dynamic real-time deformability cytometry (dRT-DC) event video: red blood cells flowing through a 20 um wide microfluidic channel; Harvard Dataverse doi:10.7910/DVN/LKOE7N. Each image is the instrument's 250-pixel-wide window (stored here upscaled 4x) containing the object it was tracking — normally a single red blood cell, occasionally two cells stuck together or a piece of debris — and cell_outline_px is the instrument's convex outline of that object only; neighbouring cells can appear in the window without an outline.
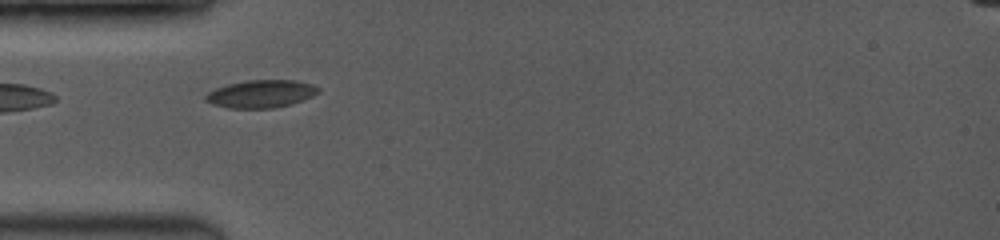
{"species": "common noctule bat (a hibernating species)", "species_latin": "Nyctalus noctula", "temperature_condition": "room temperature", "stored_images_in_passage": 9, "camera_frame_rate_fps": 3500, "um_per_image_px": 0.085, "animal": {"sex": "female", "body_mass_g": 19.0, "forearm_length_mm": 53.3}, "frame": {"image": 1, "passage_image": 3, "time_ms": 0.857, "image_size_px": [1000, 240], "cell_outline_px": [[320, 92], [304, 100], [292, 104], [272, 108], [228, 108], [212, 104], [204, 100], [204, 96], [208, 92], [216, 88], [228, 84], [244, 80], [296, 80], [312, 84], [320, 88]], "centroid_in_image_um": [22.19, 7.97], "position_along_channel_um": 62.8, "area_um2": 18.38}}
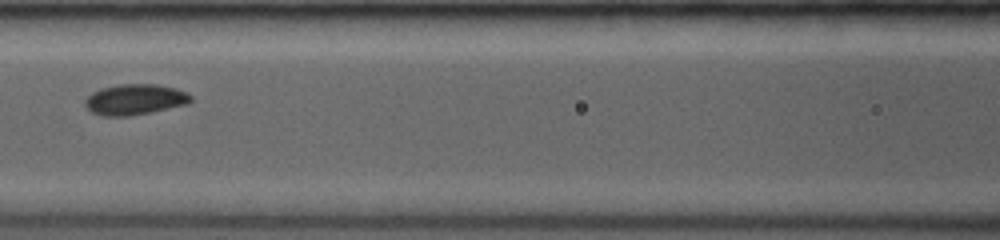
{"frame": {"image": 2, "passage_image": 6, "time_ms": 3.143, "image_size_px": [1000, 240], "cell_outline_px": [[192, 100], [188, 104], [152, 112], [128, 116], [104, 116], [92, 112], [84, 104], [84, 100], [92, 92], [100, 88], [120, 84], [156, 84], [176, 88], [188, 92], [192, 96]], "centroid_in_image_um": [11.49, 8.45], "position_along_channel_um": 155.1, "area_um2": 19.07}}
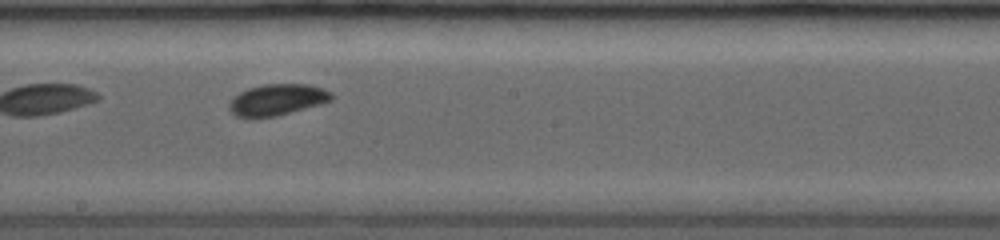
{"frame": {"image": 3, "passage_image": 8, "time_ms": 4.857, "image_size_px": [1000, 240], "cell_outline_px": [[332, 100], [320, 104], [276, 116], [248, 120], [236, 116], [228, 108], [228, 104], [232, 96], [248, 88], [264, 84], [308, 84], [324, 88], [332, 92]], "centroid_in_image_um": [23.5, 8.49], "position_along_channel_um": 224.7, "area_um2": 19.07}}